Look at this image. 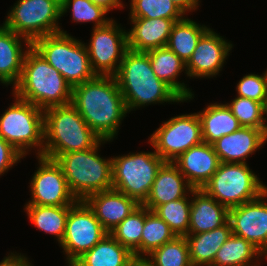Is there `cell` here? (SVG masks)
<instances>
[{
    "instance_id": "1",
    "label": "cell",
    "mask_w": 267,
    "mask_h": 266,
    "mask_svg": "<svg viewBox=\"0 0 267 266\" xmlns=\"http://www.w3.org/2000/svg\"><path fill=\"white\" fill-rule=\"evenodd\" d=\"M71 104L102 140L113 141L128 110L114 76L96 75L72 87Z\"/></svg>"
},
{
    "instance_id": "2",
    "label": "cell",
    "mask_w": 267,
    "mask_h": 266,
    "mask_svg": "<svg viewBox=\"0 0 267 266\" xmlns=\"http://www.w3.org/2000/svg\"><path fill=\"white\" fill-rule=\"evenodd\" d=\"M128 113L151 104L184 102L152 69L147 52L127 49L114 75ZM136 108V109H135Z\"/></svg>"
},
{
    "instance_id": "3",
    "label": "cell",
    "mask_w": 267,
    "mask_h": 266,
    "mask_svg": "<svg viewBox=\"0 0 267 266\" xmlns=\"http://www.w3.org/2000/svg\"><path fill=\"white\" fill-rule=\"evenodd\" d=\"M12 92L43 111L72 101V86L32 46L25 55L20 79Z\"/></svg>"
},
{
    "instance_id": "4",
    "label": "cell",
    "mask_w": 267,
    "mask_h": 266,
    "mask_svg": "<svg viewBox=\"0 0 267 266\" xmlns=\"http://www.w3.org/2000/svg\"><path fill=\"white\" fill-rule=\"evenodd\" d=\"M100 140L71 103L44 110L41 156L55 159L58 155L93 148Z\"/></svg>"
},
{
    "instance_id": "5",
    "label": "cell",
    "mask_w": 267,
    "mask_h": 266,
    "mask_svg": "<svg viewBox=\"0 0 267 266\" xmlns=\"http://www.w3.org/2000/svg\"><path fill=\"white\" fill-rule=\"evenodd\" d=\"M100 140L93 148L58 155L54 160L62 168L71 193L77 200L112 188V158L99 155Z\"/></svg>"
},
{
    "instance_id": "6",
    "label": "cell",
    "mask_w": 267,
    "mask_h": 266,
    "mask_svg": "<svg viewBox=\"0 0 267 266\" xmlns=\"http://www.w3.org/2000/svg\"><path fill=\"white\" fill-rule=\"evenodd\" d=\"M32 47L72 86L96 76L92 70L85 43L64 33L36 39Z\"/></svg>"
},
{
    "instance_id": "7",
    "label": "cell",
    "mask_w": 267,
    "mask_h": 266,
    "mask_svg": "<svg viewBox=\"0 0 267 266\" xmlns=\"http://www.w3.org/2000/svg\"><path fill=\"white\" fill-rule=\"evenodd\" d=\"M13 96L15 102L0 116V137L11 144L24 158L36 147V156H41L44 146V111L32 103Z\"/></svg>"
},
{
    "instance_id": "8",
    "label": "cell",
    "mask_w": 267,
    "mask_h": 266,
    "mask_svg": "<svg viewBox=\"0 0 267 266\" xmlns=\"http://www.w3.org/2000/svg\"><path fill=\"white\" fill-rule=\"evenodd\" d=\"M201 189L229 210L257 199L267 191V186L247 163L220 162L217 171Z\"/></svg>"
},
{
    "instance_id": "9",
    "label": "cell",
    "mask_w": 267,
    "mask_h": 266,
    "mask_svg": "<svg viewBox=\"0 0 267 266\" xmlns=\"http://www.w3.org/2000/svg\"><path fill=\"white\" fill-rule=\"evenodd\" d=\"M165 161L154 152L129 153L112 157V188L142 205L158 170Z\"/></svg>"
},
{
    "instance_id": "10",
    "label": "cell",
    "mask_w": 267,
    "mask_h": 266,
    "mask_svg": "<svg viewBox=\"0 0 267 266\" xmlns=\"http://www.w3.org/2000/svg\"><path fill=\"white\" fill-rule=\"evenodd\" d=\"M2 23L31 43L46 35L67 34L58 26L61 0H17Z\"/></svg>"
},
{
    "instance_id": "11",
    "label": "cell",
    "mask_w": 267,
    "mask_h": 266,
    "mask_svg": "<svg viewBox=\"0 0 267 266\" xmlns=\"http://www.w3.org/2000/svg\"><path fill=\"white\" fill-rule=\"evenodd\" d=\"M107 234L94 211L84 200H78L74 205L69 206L65 233L60 243L66 254L67 265L71 266Z\"/></svg>"
},
{
    "instance_id": "12",
    "label": "cell",
    "mask_w": 267,
    "mask_h": 266,
    "mask_svg": "<svg viewBox=\"0 0 267 266\" xmlns=\"http://www.w3.org/2000/svg\"><path fill=\"white\" fill-rule=\"evenodd\" d=\"M202 142L201 121L197 113L171 117L149 138L150 145L165 162H173L189 148Z\"/></svg>"
},
{
    "instance_id": "13",
    "label": "cell",
    "mask_w": 267,
    "mask_h": 266,
    "mask_svg": "<svg viewBox=\"0 0 267 266\" xmlns=\"http://www.w3.org/2000/svg\"><path fill=\"white\" fill-rule=\"evenodd\" d=\"M114 19L102 27L93 28L90 43H86L92 70L96 75L114 76L128 49L127 32Z\"/></svg>"
},
{
    "instance_id": "14",
    "label": "cell",
    "mask_w": 267,
    "mask_h": 266,
    "mask_svg": "<svg viewBox=\"0 0 267 266\" xmlns=\"http://www.w3.org/2000/svg\"><path fill=\"white\" fill-rule=\"evenodd\" d=\"M39 166L30 184L31 200L25 205L71 206L78 200L71 193L62 168L54 160L36 156Z\"/></svg>"
},
{
    "instance_id": "15",
    "label": "cell",
    "mask_w": 267,
    "mask_h": 266,
    "mask_svg": "<svg viewBox=\"0 0 267 266\" xmlns=\"http://www.w3.org/2000/svg\"><path fill=\"white\" fill-rule=\"evenodd\" d=\"M267 191L257 199L228 211L232 234L258 248L267 259ZM265 199V200H264Z\"/></svg>"
},
{
    "instance_id": "16",
    "label": "cell",
    "mask_w": 267,
    "mask_h": 266,
    "mask_svg": "<svg viewBox=\"0 0 267 266\" xmlns=\"http://www.w3.org/2000/svg\"><path fill=\"white\" fill-rule=\"evenodd\" d=\"M227 41L209 28L199 39L191 58L186 63L187 77L202 79L217 76L233 48V44Z\"/></svg>"
},
{
    "instance_id": "17",
    "label": "cell",
    "mask_w": 267,
    "mask_h": 266,
    "mask_svg": "<svg viewBox=\"0 0 267 266\" xmlns=\"http://www.w3.org/2000/svg\"><path fill=\"white\" fill-rule=\"evenodd\" d=\"M173 163L194 189H201L217 171L220 160L213 145L202 142L182 153Z\"/></svg>"
},
{
    "instance_id": "18",
    "label": "cell",
    "mask_w": 267,
    "mask_h": 266,
    "mask_svg": "<svg viewBox=\"0 0 267 266\" xmlns=\"http://www.w3.org/2000/svg\"><path fill=\"white\" fill-rule=\"evenodd\" d=\"M266 141L263 130L241 127L231 134L222 136L212 145L220 162L246 164L248 157L263 147Z\"/></svg>"
},
{
    "instance_id": "19",
    "label": "cell",
    "mask_w": 267,
    "mask_h": 266,
    "mask_svg": "<svg viewBox=\"0 0 267 266\" xmlns=\"http://www.w3.org/2000/svg\"><path fill=\"white\" fill-rule=\"evenodd\" d=\"M84 201L108 233L139 206L134 199L113 188L90 194Z\"/></svg>"
},
{
    "instance_id": "20",
    "label": "cell",
    "mask_w": 267,
    "mask_h": 266,
    "mask_svg": "<svg viewBox=\"0 0 267 266\" xmlns=\"http://www.w3.org/2000/svg\"><path fill=\"white\" fill-rule=\"evenodd\" d=\"M193 189L173 162H165L142 205L153 211L158 205L186 197Z\"/></svg>"
},
{
    "instance_id": "21",
    "label": "cell",
    "mask_w": 267,
    "mask_h": 266,
    "mask_svg": "<svg viewBox=\"0 0 267 266\" xmlns=\"http://www.w3.org/2000/svg\"><path fill=\"white\" fill-rule=\"evenodd\" d=\"M133 24L127 32L128 48L139 52L166 47L172 27L181 19L129 18Z\"/></svg>"
},
{
    "instance_id": "22",
    "label": "cell",
    "mask_w": 267,
    "mask_h": 266,
    "mask_svg": "<svg viewBox=\"0 0 267 266\" xmlns=\"http://www.w3.org/2000/svg\"><path fill=\"white\" fill-rule=\"evenodd\" d=\"M31 46L29 40L0 25V82L3 85L14 87L18 83L25 55Z\"/></svg>"
},
{
    "instance_id": "23",
    "label": "cell",
    "mask_w": 267,
    "mask_h": 266,
    "mask_svg": "<svg viewBox=\"0 0 267 266\" xmlns=\"http://www.w3.org/2000/svg\"><path fill=\"white\" fill-rule=\"evenodd\" d=\"M188 234H199L221 227L228 221V209L203 189L191 191Z\"/></svg>"
},
{
    "instance_id": "24",
    "label": "cell",
    "mask_w": 267,
    "mask_h": 266,
    "mask_svg": "<svg viewBox=\"0 0 267 266\" xmlns=\"http://www.w3.org/2000/svg\"><path fill=\"white\" fill-rule=\"evenodd\" d=\"M156 76L166 83L182 100L194 98L192 89L178 81L180 73L186 71V63L167 47L156 48L147 52Z\"/></svg>"
},
{
    "instance_id": "25",
    "label": "cell",
    "mask_w": 267,
    "mask_h": 266,
    "mask_svg": "<svg viewBox=\"0 0 267 266\" xmlns=\"http://www.w3.org/2000/svg\"><path fill=\"white\" fill-rule=\"evenodd\" d=\"M231 234V225L227 221L211 231L186 235L192 266H212L217 251Z\"/></svg>"
},
{
    "instance_id": "26",
    "label": "cell",
    "mask_w": 267,
    "mask_h": 266,
    "mask_svg": "<svg viewBox=\"0 0 267 266\" xmlns=\"http://www.w3.org/2000/svg\"><path fill=\"white\" fill-rule=\"evenodd\" d=\"M136 258L109 233L71 266H129Z\"/></svg>"
},
{
    "instance_id": "27",
    "label": "cell",
    "mask_w": 267,
    "mask_h": 266,
    "mask_svg": "<svg viewBox=\"0 0 267 266\" xmlns=\"http://www.w3.org/2000/svg\"><path fill=\"white\" fill-rule=\"evenodd\" d=\"M197 114L201 121L202 140L209 144L242 127L226 103H211Z\"/></svg>"
},
{
    "instance_id": "28",
    "label": "cell",
    "mask_w": 267,
    "mask_h": 266,
    "mask_svg": "<svg viewBox=\"0 0 267 266\" xmlns=\"http://www.w3.org/2000/svg\"><path fill=\"white\" fill-rule=\"evenodd\" d=\"M262 258L266 256L252 243L231 234L217 251L212 266H259Z\"/></svg>"
},
{
    "instance_id": "29",
    "label": "cell",
    "mask_w": 267,
    "mask_h": 266,
    "mask_svg": "<svg viewBox=\"0 0 267 266\" xmlns=\"http://www.w3.org/2000/svg\"><path fill=\"white\" fill-rule=\"evenodd\" d=\"M209 28L186 16L174 23L166 47L187 63L199 39Z\"/></svg>"
},
{
    "instance_id": "30",
    "label": "cell",
    "mask_w": 267,
    "mask_h": 266,
    "mask_svg": "<svg viewBox=\"0 0 267 266\" xmlns=\"http://www.w3.org/2000/svg\"><path fill=\"white\" fill-rule=\"evenodd\" d=\"M24 206V211H26L32 224L40 231L56 236L58 244L60 245L65 233L69 206Z\"/></svg>"
},
{
    "instance_id": "31",
    "label": "cell",
    "mask_w": 267,
    "mask_h": 266,
    "mask_svg": "<svg viewBox=\"0 0 267 266\" xmlns=\"http://www.w3.org/2000/svg\"><path fill=\"white\" fill-rule=\"evenodd\" d=\"M145 221V206L139 205L109 233L135 258H141V235Z\"/></svg>"
},
{
    "instance_id": "32",
    "label": "cell",
    "mask_w": 267,
    "mask_h": 266,
    "mask_svg": "<svg viewBox=\"0 0 267 266\" xmlns=\"http://www.w3.org/2000/svg\"><path fill=\"white\" fill-rule=\"evenodd\" d=\"M175 234L169 225L154 211L145 207V221L141 235V258H146L153 250L171 241Z\"/></svg>"
},
{
    "instance_id": "33",
    "label": "cell",
    "mask_w": 267,
    "mask_h": 266,
    "mask_svg": "<svg viewBox=\"0 0 267 266\" xmlns=\"http://www.w3.org/2000/svg\"><path fill=\"white\" fill-rule=\"evenodd\" d=\"M151 266H192L184 236H176L146 256Z\"/></svg>"
},
{
    "instance_id": "34",
    "label": "cell",
    "mask_w": 267,
    "mask_h": 266,
    "mask_svg": "<svg viewBox=\"0 0 267 266\" xmlns=\"http://www.w3.org/2000/svg\"><path fill=\"white\" fill-rule=\"evenodd\" d=\"M191 199L189 194L181 199L158 205L153 211L163 219L175 236L188 235Z\"/></svg>"
},
{
    "instance_id": "35",
    "label": "cell",
    "mask_w": 267,
    "mask_h": 266,
    "mask_svg": "<svg viewBox=\"0 0 267 266\" xmlns=\"http://www.w3.org/2000/svg\"><path fill=\"white\" fill-rule=\"evenodd\" d=\"M129 18L183 19L185 14L171 0H131Z\"/></svg>"
},
{
    "instance_id": "36",
    "label": "cell",
    "mask_w": 267,
    "mask_h": 266,
    "mask_svg": "<svg viewBox=\"0 0 267 266\" xmlns=\"http://www.w3.org/2000/svg\"><path fill=\"white\" fill-rule=\"evenodd\" d=\"M72 12V20L76 23L94 24L93 28L106 25L112 18H107V11L102 7L95 5L89 0H61V16L68 12Z\"/></svg>"
},
{
    "instance_id": "37",
    "label": "cell",
    "mask_w": 267,
    "mask_h": 266,
    "mask_svg": "<svg viewBox=\"0 0 267 266\" xmlns=\"http://www.w3.org/2000/svg\"><path fill=\"white\" fill-rule=\"evenodd\" d=\"M242 127L261 129L263 127L262 103L236 96L226 103Z\"/></svg>"
},
{
    "instance_id": "38",
    "label": "cell",
    "mask_w": 267,
    "mask_h": 266,
    "mask_svg": "<svg viewBox=\"0 0 267 266\" xmlns=\"http://www.w3.org/2000/svg\"><path fill=\"white\" fill-rule=\"evenodd\" d=\"M237 96L263 103L267 99V70L258 74H246L236 86Z\"/></svg>"
},
{
    "instance_id": "39",
    "label": "cell",
    "mask_w": 267,
    "mask_h": 266,
    "mask_svg": "<svg viewBox=\"0 0 267 266\" xmlns=\"http://www.w3.org/2000/svg\"><path fill=\"white\" fill-rule=\"evenodd\" d=\"M23 157L11 144L0 137V176L7 173L16 163L21 162Z\"/></svg>"
},
{
    "instance_id": "40",
    "label": "cell",
    "mask_w": 267,
    "mask_h": 266,
    "mask_svg": "<svg viewBox=\"0 0 267 266\" xmlns=\"http://www.w3.org/2000/svg\"><path fill=\"white\" fill-rule=\"evenodd\" d=\"M0 266H32L30 260L24 256V254L19 253H9L0 262Z\"/></svg>"
},
{
    "instance_id": "41",
    "label": "cell",
    "mask_w": 267,
    "mask_h": 266,
    "mask_svg": "<svg viewBox=\"0 0 267 266\" xmlns=\"http://www.w3.org/2000/svg\"><path fill=\"white\" fill-rule=\"evenodd\" d=\"M185 15L188 12L195 11L200 4V0H171Z\"/></svg>"
},
{
    "instance_id": "42",
    "label": "cell",
    "mask_w": 267,
    "mask_h": 266,
    "mask_svg": "<svg viewBox=\"0 0 267 266\" xmlns=\"http://www.w3.org/2000/svg\"><path fill=\"white\" fill-rule=\"evenodd\" d=\"M95 5L102 7L104 10L109 12L111 9H120L125 6L122 0H89ZM124 4V5H123Z\"/></svg>"
},
{
    "instance_id": "43",
    "label": "cell",
    "mask_w": 267,
    "mask_h": 266,
    "mask_svg": "<svg viewBox=\"0 0 267 266\" xmlns=\"http://www.w3.org/2000/svg\"><path fill=\"white\" fill-rule=\"evenodd\" d=\"M262 114H263V127H262V130L266 136V139H267V99L262 103ZM266 114V115H265Z\"/></svg>"
},
{
    "instance_id": "44",
    "label": "cell",
    "mask_w": 267,
    "mask_h": 266,
    "mask_svg": "<svg viewBox=\"0 0 267 266\" xmlns=\"http://www.w3.org/2000/svg\"><path fill=\"white\" fill-rule=\"evenodd\" d=\"M129 266H151L145 258H136Z\"/></svg>"
}]
</instances>
